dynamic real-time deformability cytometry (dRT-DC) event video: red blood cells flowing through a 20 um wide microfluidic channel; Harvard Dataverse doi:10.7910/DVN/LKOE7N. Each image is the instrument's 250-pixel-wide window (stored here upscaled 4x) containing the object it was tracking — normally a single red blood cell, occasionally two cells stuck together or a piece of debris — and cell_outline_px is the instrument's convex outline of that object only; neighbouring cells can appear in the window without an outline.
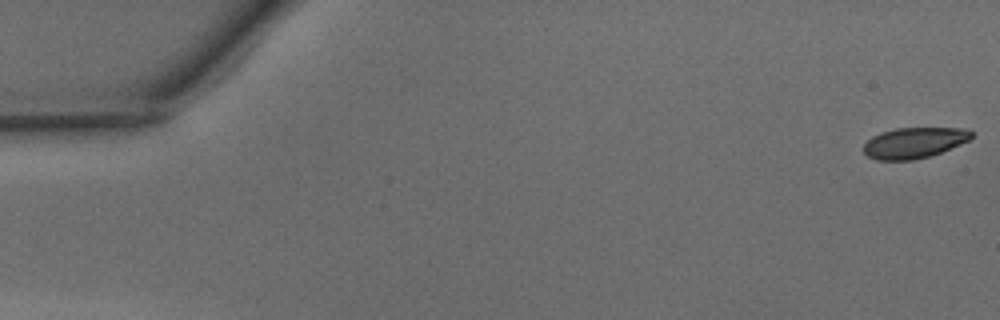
{"species": "common noctule bat (a hibernating species)", "species_latin": "Nyctalus noctula", "temperature_condition": "warm", "stored_images_in_passage": 19, "camera_frame_rate_fps": 3000, "um_per_image_px": 0.085, "animal": {"sex": "male", "body_mass_g": 15.6}, "frame": {"image": 1, "passage_image": 1, "time_ms": 0.0, "image_size_px": [1000, 320], "cell_outline_px": [[972, 136], [968, 140], [960, 144], [940, 152], [928, 156], [912, 160], [876, 160], [868, 156], [864, 152], [864, 144], [872, 136], [880, 132], [896, 128], [968, 128], [972, 132]], "centroid_in_image_um": [77.68, 12.13], "position_along_channel_um": 7.3, "area_um2": 19.19}}
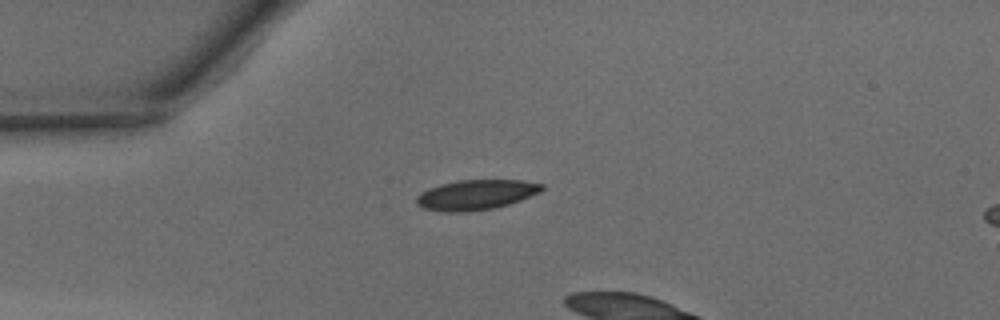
{"frame": {"image": 2, "passage_image": 13, "time_ms": 4.0, "image_size_px": [1000, 320], "cell_outline_px": [[544, 188], [540, 192], [520, 200], [508, 204], [492, 208], [464, 212], [444, 212], [424, 208], [416, 204], [416, 196], [420, 192], [428, 188], [440, 184], [456, 180], [520, 180], [544, 184]], "centroid_in_image_um": [40.43, 16.55], "position_along_channel_um": 44.6, "area_um2": 21.96}}